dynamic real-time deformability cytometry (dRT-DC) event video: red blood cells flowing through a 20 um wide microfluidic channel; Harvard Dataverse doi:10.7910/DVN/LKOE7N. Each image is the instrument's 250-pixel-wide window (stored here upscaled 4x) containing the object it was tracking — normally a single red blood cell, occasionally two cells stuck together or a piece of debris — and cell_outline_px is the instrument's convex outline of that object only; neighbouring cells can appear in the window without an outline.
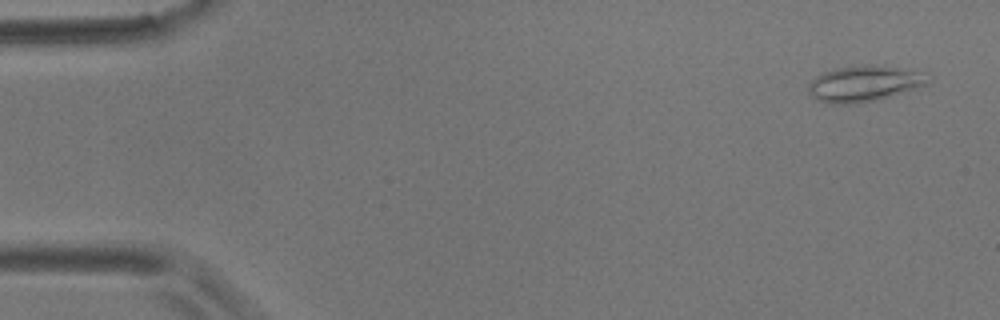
{"species": "common noctule bat (a hibernating species)", "species_latin": "Nyctalus noctula", "temperature_condition": "room temperature", "stored_images_in_passage": 5, "camera_frame_rate_fps": 3000, "um_per_image_px": 0.085, "animal": {"sex": "male", "body_mass_g": 17.9}, "frame": {"image": 1, "passage_image": 1, "time_ms": 0.0, "image_size_px": [1000, 320], "cell_outline_px": [[932, 80], [928, 84], [916, 88], [876, 100], [848, 104], [832, 104], [820, 100], [812, 96], [808, 92], [808, 84], [816, 76], [824, 72], [840, 68], [864, 64], [872, 64], [920, 72], [932, 76]], "centroid_in_image_um": [73.47, 7.1], "position_along_channel_um": 11.5, "area_um2": 24.74}}